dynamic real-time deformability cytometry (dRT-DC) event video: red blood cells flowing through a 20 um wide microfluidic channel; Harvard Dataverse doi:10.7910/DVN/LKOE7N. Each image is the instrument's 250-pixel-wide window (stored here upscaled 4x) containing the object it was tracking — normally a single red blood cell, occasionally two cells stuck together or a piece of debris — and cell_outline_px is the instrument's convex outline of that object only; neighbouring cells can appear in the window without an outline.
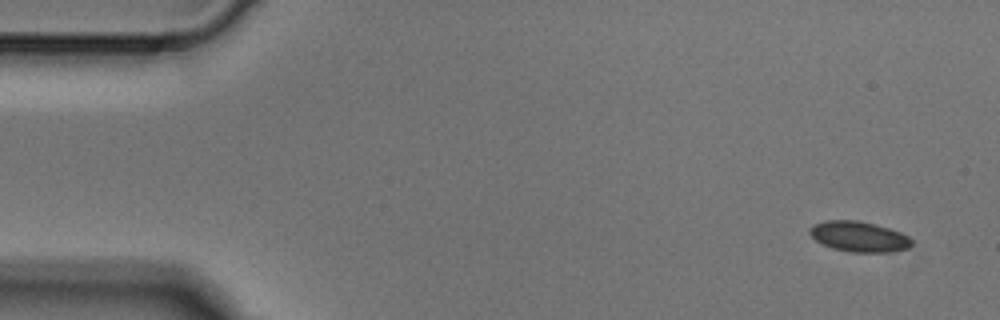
{"species": "Egyptian fruit bat (a non-hibernating species)", "species_latin": "Rousettus aegyptiacus", "temperature_condition": "cold", "stored_images_in_passage": 5, "camera_frame_rate_fps": 3000, "um_per_image_px": 0.085, "animal": {"sex": "male"}, "frame": {"image": 1, "passage_image": 1, "time_ms": 0.0, "image_size_px": [1000, 320], "cell_outline_px": [[912, 244], [908, 248], [884, 252], [852, 252], [832, 248], [816, 240], [808, 232], [808, 228], [812, 224], [824, 220], [860, 220], [876, 224], [900, 232], [908, 236], [912, 240]], "centroid_in_image_um": [72.97, 20.09], "position_along_channel_um": 12.0, "area_um2": 18.09}}
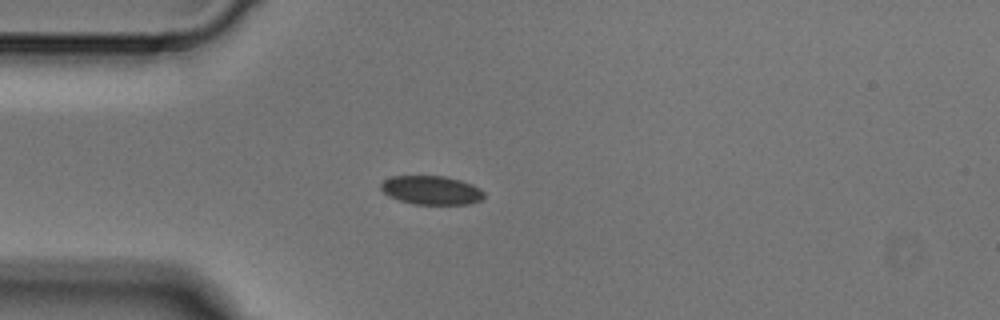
{"frame": {"image": 2, "passage_image": 4, "time_ms": 1.0, "image_size_px": [1000, 320], "cell_outline_px": [[484, 196], [480, 200], [468, 204], [416, 204], [400, 200], [384, 192], [380, 188], [380, 184], [384, 180], [392, 176], [444, 176], [460, 180], [472, 184], [480, 188], [484, 192]], "centroid_in_image_um": [36.69, 16.16], "position_along_channel_um": 48.3, "area_um2": 17.11}}